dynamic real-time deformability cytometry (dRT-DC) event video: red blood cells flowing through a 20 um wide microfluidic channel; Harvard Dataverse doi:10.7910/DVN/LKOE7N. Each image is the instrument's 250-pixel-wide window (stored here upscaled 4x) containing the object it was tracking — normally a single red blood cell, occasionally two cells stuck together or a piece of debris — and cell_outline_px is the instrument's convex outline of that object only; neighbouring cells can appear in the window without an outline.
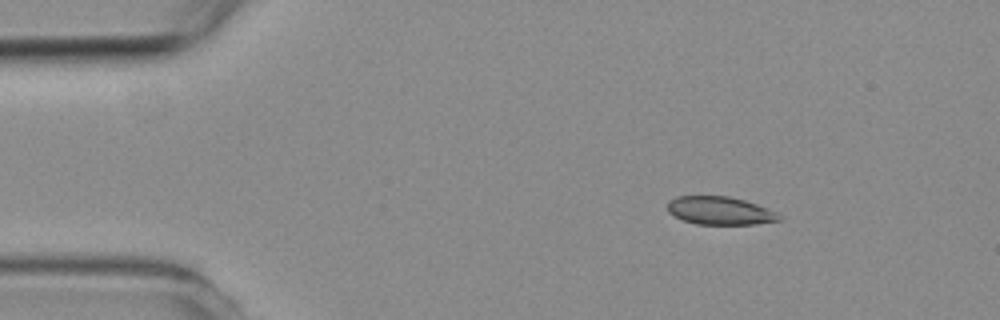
{"species": "common noctule bat (a hibernating species)", "species_latin": "Nyctalus noctula", "temperature_condition": "room temperature", "stored_images_in_passage": 4, "camera_frame_rate_fps": 3000, "um_per_image_px": 0.085, "animal": {"sex": "female", "body_mass_g": 19.3, "forearm_length_mm": 54.1}, "frame": {"image": 1, "passage_image": 2, "time_ms": 2.0, "image_size_px": [1000, 320], "cell_outline_px": [[784, 220], [756, 224], [696, 224], [684, 220], [668, 212], [668, 200], [676, 196], [728, 196], [744, 200], [756, 204], [776, 212]], "centroid_in_image_um": [61.2, 17.9], "position_along_channel_um": 23.8, "area_um2": 18.21}}